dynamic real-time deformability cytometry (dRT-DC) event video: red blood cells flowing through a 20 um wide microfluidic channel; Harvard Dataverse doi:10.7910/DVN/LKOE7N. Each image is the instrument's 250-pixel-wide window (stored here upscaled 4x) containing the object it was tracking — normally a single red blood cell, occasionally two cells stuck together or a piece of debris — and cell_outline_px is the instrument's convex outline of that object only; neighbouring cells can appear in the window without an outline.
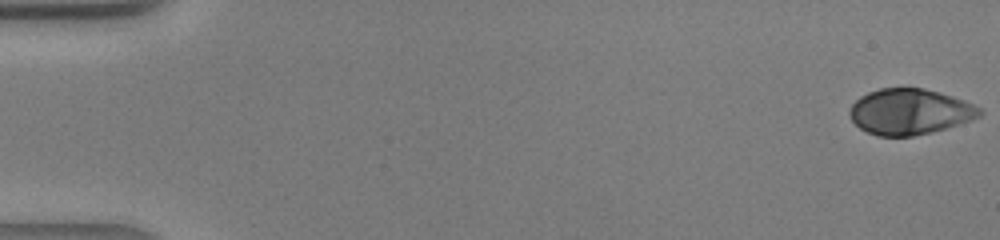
{"species": "human", "species_latin": "Homo sapiens", "temperature_condition": "warm", "stored_images_in_passage": 42, "camera_frame_rate_fps": 3000, "um_per_image_px": 0.085, "donor": {"sex": "male"}, "frame": {"image": 1, "passage_image": 1, "time_ms": 0.0, "image_size_px": [1000, 240], "cell_outline_px": [[984, 112], [980, 116], [972, 120], [932, 132], [912, 136], [876, 136], [860, 128], [852, 120], [848, 112], [852, 104], [860, 96], [868, 92], [880, 88], [924, 88], [940, 92], [964, 100], [980, 108]], "centroid_in_image_um": [77.33, 9.49], "position_along_channel_um": 7.7, "area_um2": 34.68}}
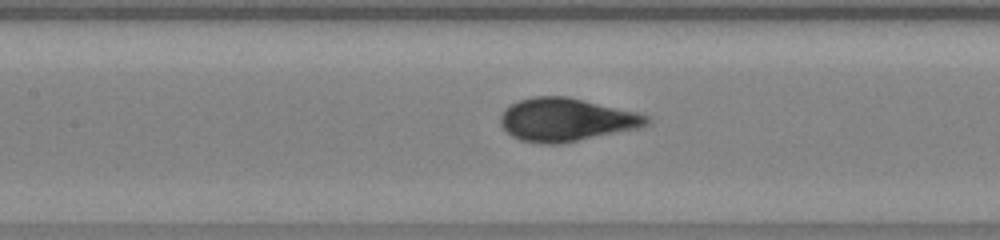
{"frame": {"image": 2, "passage_image": 20, "time_ms": 6.333, "image_size_px": [1000, 240], "cell_outline_px": [[652, 120], [648, 124], [640, 128], [560, 144], [540, 144], [520, 140], [512, 136], [500, 124], [500, 116], [504, 108], [520, 100], [536, 96], [568, 96], [640, 112], [648, 116]], "centroid_in_image_um": [48.16, 10.17], "position_along_channel_um": 159.2, "area_um2": 37.11}}
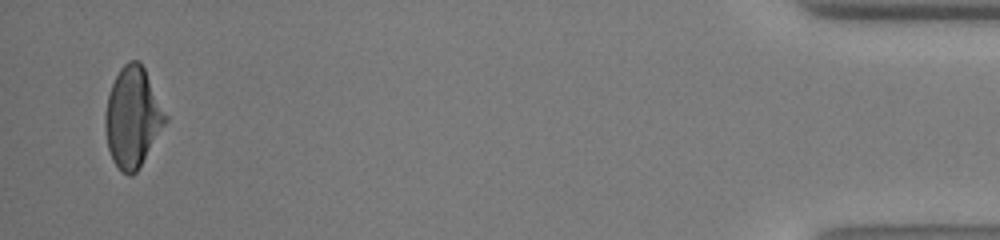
{"frame": {"image": 3, "passage_image": 41, "time_ms": 13.333, "image_size_px": [1000, 240], "cell_outline_px": [[168, 120], [136, 172], [132, 176], [128, 176], [120, 172], [112, 160], [108, 148], [104, 128], [104, 116], [108, 96], [112, 84], [120, 68], [128, 60], [140, 60], [168, 116]], "centroid_in_image_um": [11.26, 9.98], "position_along_channel_um": 423.9, "area_um2": 35.2}}